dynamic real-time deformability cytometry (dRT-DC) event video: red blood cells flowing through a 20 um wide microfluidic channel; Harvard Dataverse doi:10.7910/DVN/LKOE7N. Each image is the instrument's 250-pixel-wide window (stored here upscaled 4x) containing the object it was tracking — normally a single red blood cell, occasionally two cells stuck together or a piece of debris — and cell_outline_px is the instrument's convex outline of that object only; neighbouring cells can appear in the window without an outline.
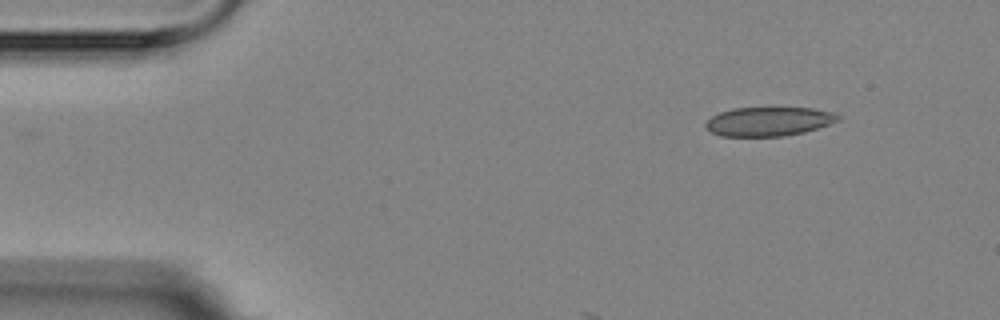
{"species": "Egyptian fruit bat (a non-hibernating species)", "species_latin": "Rousettus aegyptiacus", "temperature_condition": "room temperature", "stored_images_in_passage": 3, "camera_frame_rate_fps": 3000, "um_per_image_px": 0.085, "animal": {"sex": "female"}, "frame": {"image": 1, "passage_image": 1, "time_ms": 0.0, "image_size_px": [1000, 320], "cell_outline_px": [[840, 120], [804, 132], [784, 136], [720, 136], [704, 128], [704, 124], [712, 116], [720, 112], [732, 108], [812, 108], [836, 112], [840, 116]], "centroid_in_image_um": [65.33, 10.32], "position_along_channel_um": 19.7, "area_um2": 22.43}}